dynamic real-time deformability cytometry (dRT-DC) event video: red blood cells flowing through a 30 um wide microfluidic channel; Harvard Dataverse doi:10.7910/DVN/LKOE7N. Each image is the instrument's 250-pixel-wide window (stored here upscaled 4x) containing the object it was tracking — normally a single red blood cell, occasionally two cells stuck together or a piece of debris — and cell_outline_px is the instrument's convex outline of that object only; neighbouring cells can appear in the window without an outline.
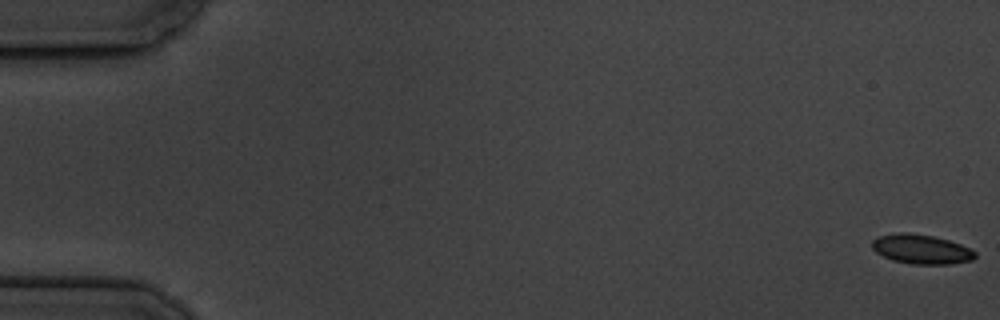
{"species": "common noctule bat (a hibernating species)", "species_latin": "Nyctalus noctula", "temperature_condition": "cold", "stored_images_in_passage": 2, "segment_of_instrument_passage": [2, 2], "camera_frame_rate_fps": 3000, "um_per_image_px": 0.085, "animal": {"sex": "male", "body_mass_g": 19.5, "forearm_length_mm": 54.6}, "frame": {"image": 1, "passage_image": 2, "time_ms": 1.333, "image_size_px": [1000, 320], "cell_outline_px": [[976, 256], [972, 260], [948, 264], [912, 264], [892, 260], [876, 252], [872, 248], [872, 240], [876, 236], [900, 232], [908, 232], [932, 236], [948, 240], [960, 244], [976, 252]], "centroid_in_image_um": [78.28, 21.17], "position_along_channel_um": 6.7, "area_um2": 17.63}}